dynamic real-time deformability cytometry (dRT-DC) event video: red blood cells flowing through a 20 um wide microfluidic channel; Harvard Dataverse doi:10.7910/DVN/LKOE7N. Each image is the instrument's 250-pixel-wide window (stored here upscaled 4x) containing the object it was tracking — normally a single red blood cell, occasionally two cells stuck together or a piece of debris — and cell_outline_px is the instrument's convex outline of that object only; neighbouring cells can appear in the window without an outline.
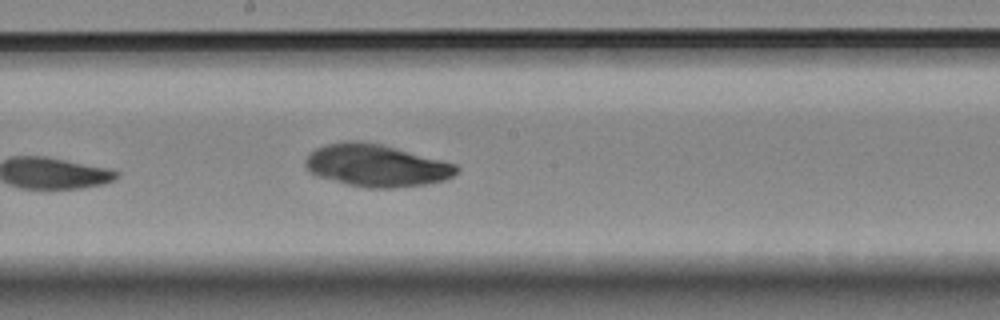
{"species": "Egyptian fruit bat (a non-hibernating species)", "species_latin": "Rousettus aegyptiacus", "temperature_condition": "room temperature", "stored_images_in_passage": 8, "camera_frame_rate_fps": 3000, "um_per_image_px": 0.085, "animal": {"sex": "female"}, "frame": {"image": 1, "passage_image": 8, "time_ms": 2.333, "image_size_px": [1000, 320], "cell_outline_px": [[460, 168], [452, 176], [444, 180], [424, 184], [392, 188], [368, 188], [348, 184], [320, 176], [312, 172], [304, 164], [304, 160], [308, 152], [316, 148], [328, 144], [344, 140], [360, 140], [384, 144], [456, 164]], "centroid_in_image_um": [31.98, 14.04], "position_along_channel_um": 216.2, "area_um2": 37.22}}